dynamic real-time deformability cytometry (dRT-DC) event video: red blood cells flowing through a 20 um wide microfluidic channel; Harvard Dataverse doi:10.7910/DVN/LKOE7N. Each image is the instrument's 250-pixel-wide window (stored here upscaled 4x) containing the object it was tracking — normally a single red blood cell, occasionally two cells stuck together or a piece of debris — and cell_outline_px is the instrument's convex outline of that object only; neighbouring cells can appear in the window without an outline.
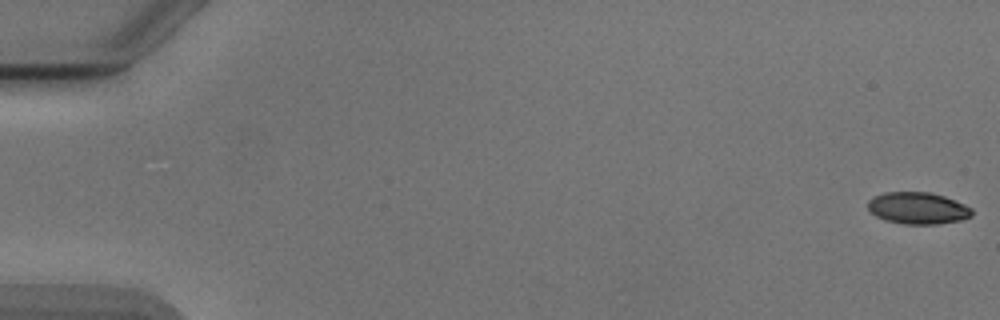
{"species": "Egyptian fruit bat (a non-hibernating species)", "species_latin": "Rousettus aegyptiacus", "temperature_condition": "cold", "stored_images_in_passage": 52, "camera_frame_rate_fps": 3000, "um_per_image_px": 0.085, "animal": {"sex": "male"}, "frame": {"image": 1, "passage_image": 1, "time_ms": 0.0, "image_size_px": [1000, 320], "cell_outline_px": [[972, 216], [960, 220], [936, 224], [904, 224], [884, 220], [876, 216], [868, 208], [868, 200], [872, 196], [884, 192], [932, 192], [944, 196], [964, 204], [972, 208]], "centroid_in_image_um": [78.0, 17.68], "position_along_channel_um": 7.0, "area_um2": 19.36}}
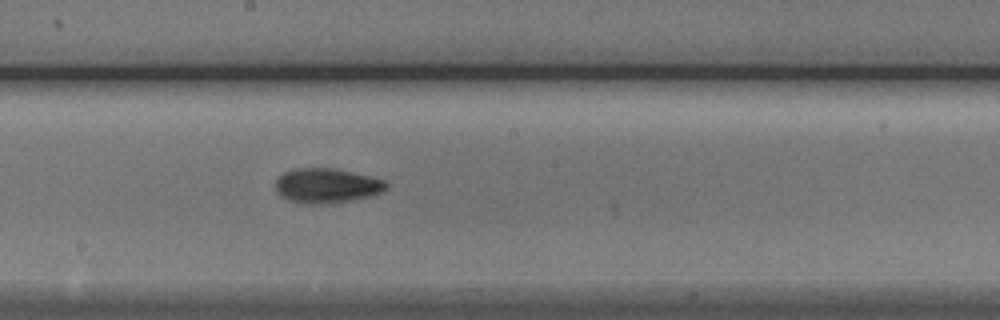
{"frame": {"image": 2, "passage_image": 30, "time_ms": 9.667, "image_size_px": [1000, 320], "cell_outline_px": [[388, 188], [380, 192], [368, 196], [348, 200], [312, 204], [304, 204], [288, 200], [280, 196], [276, 188], [276, 180], [284, 172], [292, 168], [332, 168], [368, 176], [384, 180], [388, 184]], "centroid_in_image_um": [27.72, 15.77], "position_along_channel_um": 220.5, "area_um2": 21.96}}
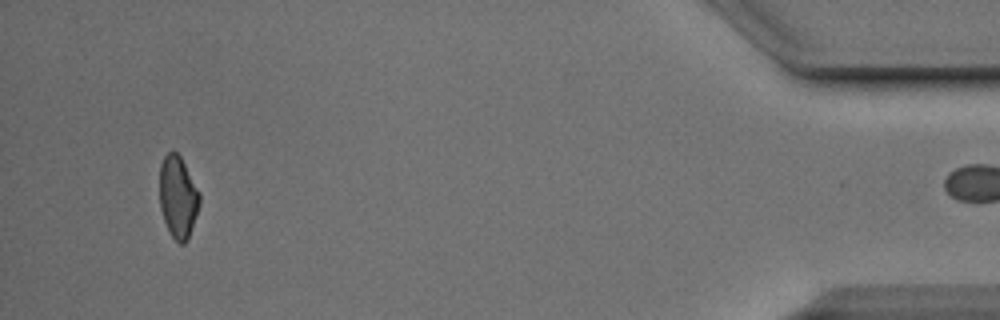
{"frame": {"image": 3, "passage_image": 51, "time_ms": 16.667, "image_size_px": [1000, 320], "cell_outline_px": [[200, 204], [188, 240], [184, 244], [180, 244], [172, 236], [164, 220], [160, 208], [160, 164], [164, 156], [168, 152], [176, 152], [180, 156], [200, 192]], "centroid_in_image_um": [15.14, 16.75], "position_along_channel_um": 420.1, "area_um2": 19.07}}